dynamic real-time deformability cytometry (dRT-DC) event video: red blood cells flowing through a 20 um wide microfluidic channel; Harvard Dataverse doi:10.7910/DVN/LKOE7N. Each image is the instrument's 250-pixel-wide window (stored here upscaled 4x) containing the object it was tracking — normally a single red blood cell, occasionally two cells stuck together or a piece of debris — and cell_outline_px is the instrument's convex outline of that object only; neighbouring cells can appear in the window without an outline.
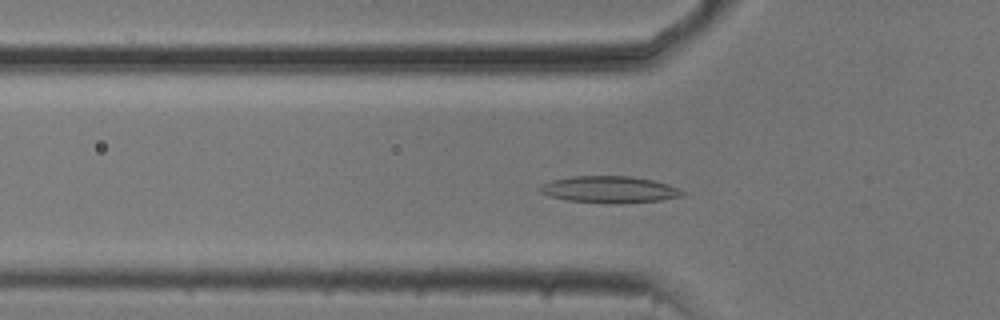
{"species": "common noctule bat (a hibernating species)", "species_latin": "Nyctalus noctula", "temperature_condition": "cold", "stored_images_in_passage": 14, "camera_frame_rate_fps": 3000, "um_per_image_px": 0.085, "animal": {"sex": "male", "body_mass_g": 20.5, "forearm_length_mm": 52.5}, "frame": {"image": 1, "passage_image": 3, "time_ms": 0.667, "image_size_px": [1000, 320], "cell_outline_px": [[684, 196], [660, 200], [568, 200], [548, 196], [540, 192], [540, 184], [552, 180], [572, 176], [632, 176], [652, 180], [668, 184], [684, 192]], "centroid_in_image_um": [51.75, 16.04], "position_along_channel_um": 74.0, "area_um2": 20.81}}
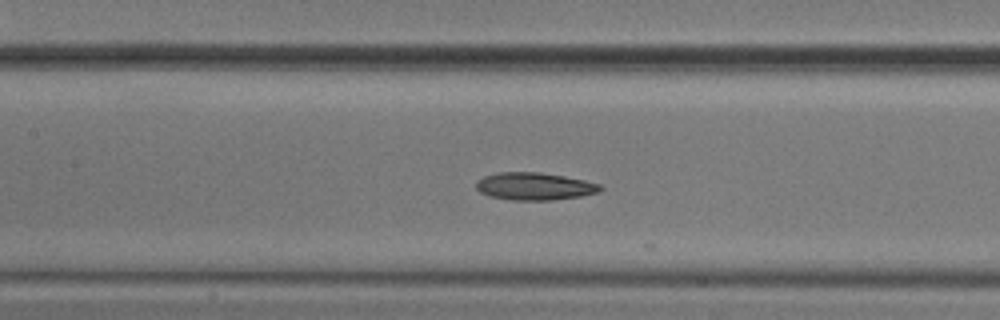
{"frame": {"image": 2, "passage_image": 10, "time_ms": 3.0, "image_size_px": [1000, 320], "cell_outline_px": [[604, 188], [596, 192], [580, 196], [552, 200], [512, 200], [492, 196], [480, 192], [476, 188], [476, 180], [484, 176], [500, 172], [540, 172], [564, 176], [584, 180], [600, 184]], "centroid_in_image_um": [45.42, 15.83], "position_along_channel_um": 162.0, "area_um2": 19.77}}
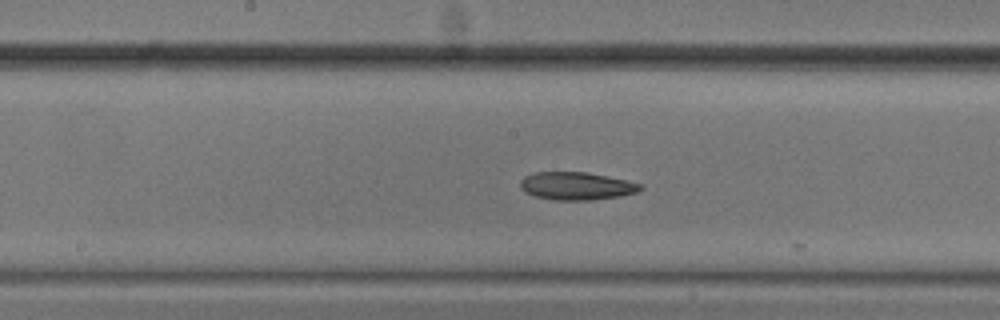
{"frame": {"image": 3, "passage_image": 13, "time_ms": 4.0, "image_size_px": [1000, 320], "cell_outline_px": [[644, 188], [636, 192], [620, 196], [592, 200], [552, 200], [536, 196], [524, 192], [520, 188], [520, 180], [524, 176], [532, 172], [584, 172], [628, 180], [644, 184]], "centroid_in_image_um": [49.0, 15.81], "position_along_channel_um": 199.2, "area_um2": 19.65}}